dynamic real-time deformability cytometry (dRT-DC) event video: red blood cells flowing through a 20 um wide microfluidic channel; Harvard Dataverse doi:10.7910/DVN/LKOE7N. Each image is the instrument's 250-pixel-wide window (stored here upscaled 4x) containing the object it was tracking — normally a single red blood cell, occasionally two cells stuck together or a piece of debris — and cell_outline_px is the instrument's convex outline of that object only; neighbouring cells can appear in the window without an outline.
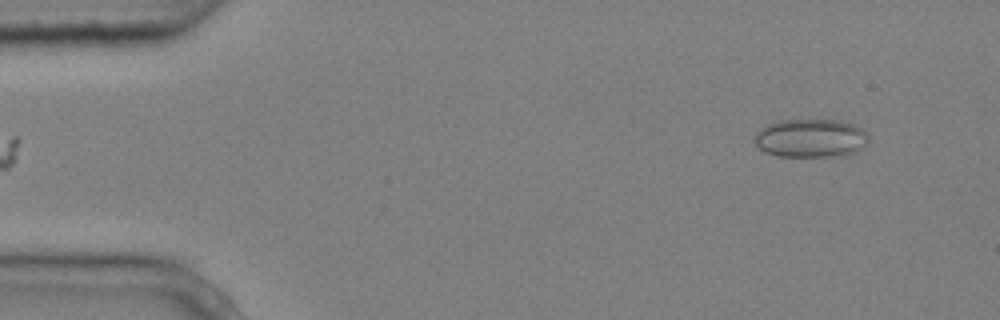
{"species": "common noctule bat (a hibernating species)", "species_latin": "Nyctalus noctula", "temperature_condition": "cold", "stored_images_in_passage": 3, "camera_frame_rate_fps": 3000, "um_per_image_px": 0.085, "animal": {"sex": "male", "body_mass_g": 20.4}, "frame": {"image": 1, "passage_image": 1, "time_ms": 0.0, "image_size_px": [1000, 320], "cell_outline_px": [[868, 144], [864, 148], [848, 156], [776, 156], [764, 152], [752, 140], [756, 132], [760, 128], [768, 124], [780, 120], [840, 120], [852, 124], [860, 128], [868, 136]], "centroid_in_image_um": [68.91, 11.76], "position_along_channel_um": 16.1, "area_um2": 25.89}}
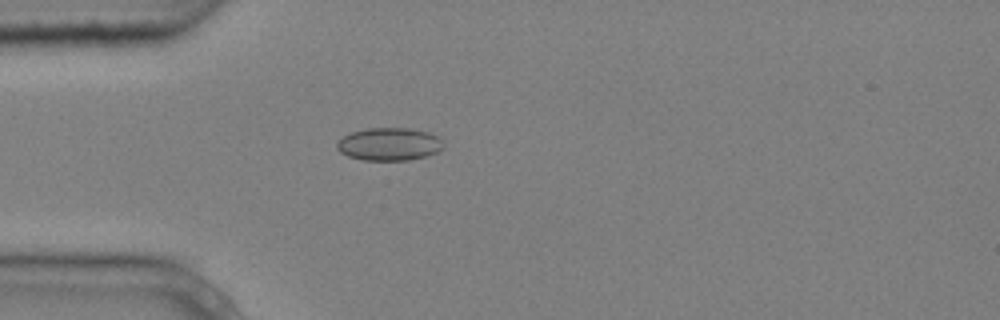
{"frame": {"image": 2, "passage_image": 3, "time_ms": 0.667, "image_size_px": [1000, 320], "cell_outline_px": [[444, 148], [436, 152], [424, 156], [408, 160], [364, 160], [348, 156], [340, 152], [336, 148], [336, 144], [344, 136], [352, 132], [368, 128], [416, 128], [432, 132], [440, 136], [444, 144]], "centroid_in_image_um": [33.14, 12.23], "position_along_channel_um": 51.9, "area_um2": 20.58}}